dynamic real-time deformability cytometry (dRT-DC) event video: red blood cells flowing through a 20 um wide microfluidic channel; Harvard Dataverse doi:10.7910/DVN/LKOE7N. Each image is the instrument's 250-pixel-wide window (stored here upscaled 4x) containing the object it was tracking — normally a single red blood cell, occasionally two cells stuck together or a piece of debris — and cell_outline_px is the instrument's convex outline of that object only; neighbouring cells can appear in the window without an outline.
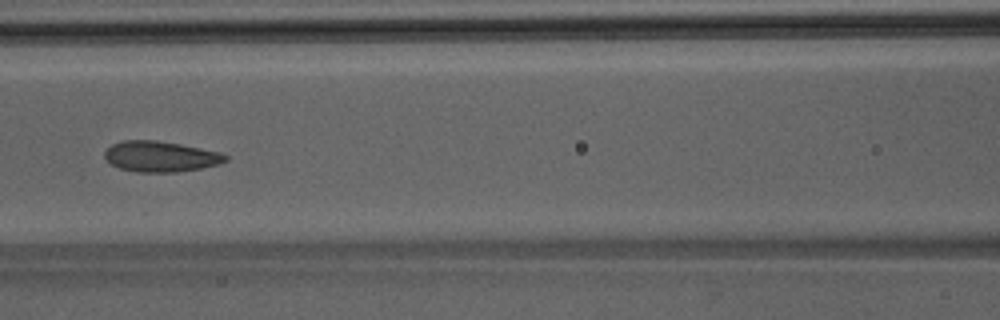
{"species": "Egyptian fruit bat (a non-hibernating species)", "species_latin": "Rousettus aegyptiacus", "temperature_condition": "room temperature", "stored_images_in_passage": 6, "camera_frame_rate_fps": 3000, "um_per_image_px": 0.085, "animal": {"sex": "male"}, "frame": {"image": 1, "passage_image": 6, "time_ms": 5.667, "image_size_px": [1000, 320], "cell_outline_px": [[228, 160], [220, 164], [200, 168], [176, 172], [136, 172], [120, 168], [112, 164], [104, 156], [104, 152], [112, 144], [124, 140], [156, 140], [180, 144], [220, 152], [228, 156]], "centroid_in_image_um": [13.66, 13.3], "position_along_channel_um": 152.9, "area_um2": 21.5}}